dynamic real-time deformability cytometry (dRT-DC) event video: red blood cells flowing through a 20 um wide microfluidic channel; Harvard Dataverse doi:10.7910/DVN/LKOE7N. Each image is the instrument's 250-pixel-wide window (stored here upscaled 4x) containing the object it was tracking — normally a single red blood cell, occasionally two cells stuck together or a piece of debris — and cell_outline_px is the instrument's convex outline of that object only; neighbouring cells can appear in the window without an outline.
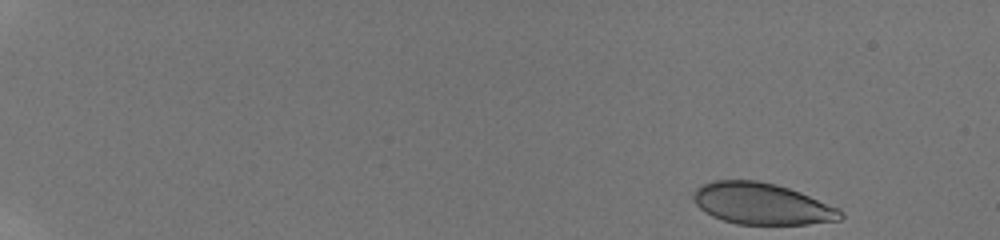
{"species": "human", "species_latin": "Homo sapiens", "temperature_condition": "room temperature", "stored_images_in_passage": 59, "camera_frame_rate_fps": 3000, "um_per_image_px": 0.085, "donor": {"sex": "male"}, "frame": {"image": 1, "passage_image": 1, "time_ms": 0.0, "image_size_px": [1000, 240], "cell_outline_px": [[844, 216], [840, 220], [808, 224], [736, 224], [712, 216], [704, 212], [696, 204], [692, 196], [692, 192], [696, 188], [712, 180], [756, 180], [776, 184], [800, 192], [840, 208], [844, 212]], "centroid_in_image_um": [64.76, 17.32], "position_along_channel_um": 20.2, "area_um2": 35.72}}
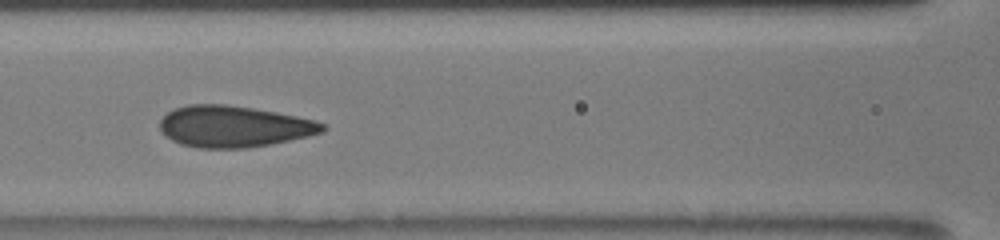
{"frame": {"image": 2, "passage_image": 28, "time_ms": 7.667, "image_size_px": [1000, 240], "cell_outline_px": [[328, 128], [324, 132], [308, 136], [248, 148], [196, 148], [180, 144], [172, 140], [160, 128], [160, 120], [172, 108], [188, 104], [228, 104], [276, 112], [316, 120], [324, 124]], "centroid_in_image_um": [19.88, 10.74], "position_along_channel_um": 146.7, "area_um2": 39.25}}
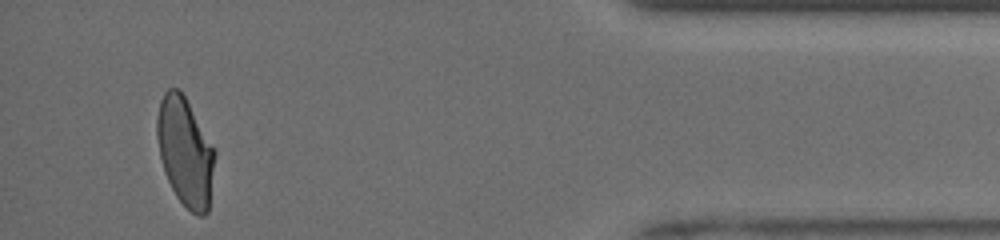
{"frame": {"image": 3, "passage_image": 56, "time_ms": 15.667, "image_size_px": [1000, 240], "cell_outline_px": [[216, 156], [208, 212], [204, 216], [196, 216], [176, 196], [164, 172], [160, 156], [156, 136], [156, 116], [160, 100], [164, 92], [168, 88], [180, 88], [216, 152]], "centroid_in_image_um": [15.73, 12.9], "position_along_channel_um": 419.5, "area_um2": 36.65}, "authors_computed_cell_mechanics": {"area_um2": 37.9168, "velocity_mm_per_s": 3.95, "shape_relaxation_time_tau1_ms": 7.6753, "shape_relaxation_time_tau2_ms": null, "deformation_change_tau1": 0.18, "deformation_change_tau2": null}}